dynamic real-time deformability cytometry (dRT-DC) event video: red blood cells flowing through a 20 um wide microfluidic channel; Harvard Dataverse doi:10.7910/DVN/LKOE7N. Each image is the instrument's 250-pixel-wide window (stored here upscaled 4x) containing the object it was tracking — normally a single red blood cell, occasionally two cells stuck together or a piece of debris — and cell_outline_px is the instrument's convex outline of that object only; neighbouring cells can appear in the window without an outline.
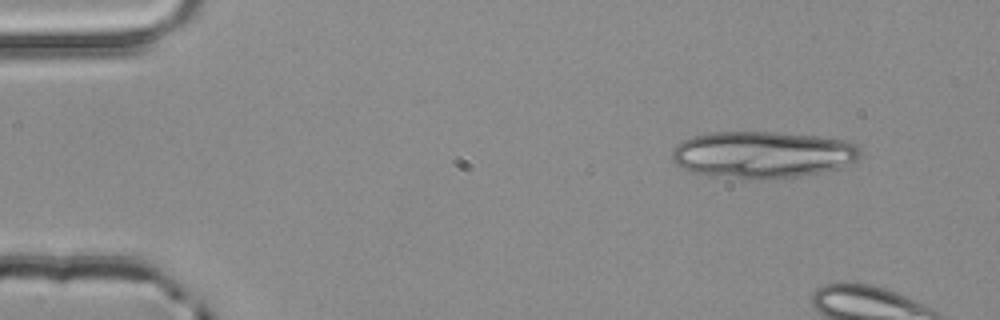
{"species": "common noctule bat (a hibernating species)", "species_latin": "Nyctalus noctula", "temperature_condition": "room temperature", "stored_images_in_passage": 4, "camera_frame_rate_fps": 3000, "um_per_image_px": 0.085, "animal": {"sex": "male", "body_mass_g": 20.4}, "frame": {"image": 1, "passage_image": 1, "time_ms": 0.0, "image_size_px": [1000, 320], "cell_outline_px": [[860, 156], [856, 160], [840, 168], [800, 176], [764, 180], [692, 172], [676, 164], [672, 160], [672, 152], [676, 144], [692, 136], [712, 132], [772, 132], [816, 136], [844, 140], [856, 144], [860, 152]], "centroid_in_image_um": [64.83, 13.13], "position_along_channel_um": 20.2, "area_um2": 51.04}}